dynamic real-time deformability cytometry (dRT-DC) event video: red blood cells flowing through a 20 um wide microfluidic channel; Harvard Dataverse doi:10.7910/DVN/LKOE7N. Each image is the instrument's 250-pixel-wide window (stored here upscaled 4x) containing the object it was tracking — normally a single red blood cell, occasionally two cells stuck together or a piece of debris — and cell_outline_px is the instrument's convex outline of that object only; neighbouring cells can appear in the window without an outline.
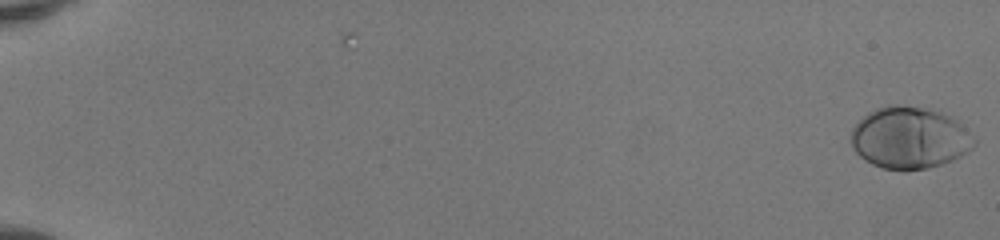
{"species": "human", "species_latin": "Homo sapiens", "temperature_condition": "room temperature", "stored_images_in_passage": 52, "camera_frame_rate_fps": 3000, "um_per_image_px": 0.085, "donor": {"sex": "female"}, "frame": {"image": 1, "passage_image": 1, "time_ms": 0.0, "image_size_px": [1000, 240], "cell_outline_px": [[976, 144], [972, 148], [960, 156], [952, 160], [928, 168], [884, 168], [872, 164], [864, 160], [852, 148], [848, 140], [852, 128], [868, 112], [876, 108], [888, 104], [896, 104], [920, 108], [952, 116], [976, 140]], "centroid_in_image_um": [77.26, 11.7], "position_along_channel_um": 7.7, "area_um2": 43.87}}
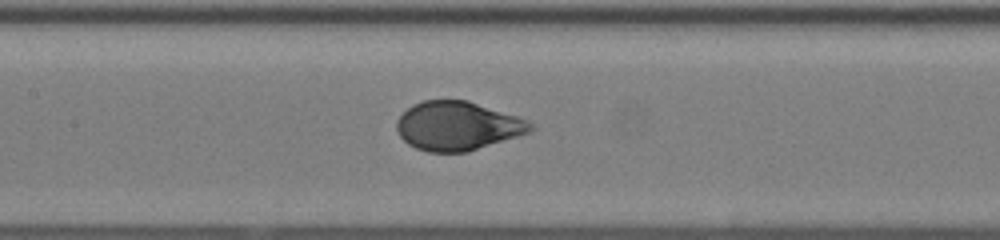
{"frame": {"image": 2, "passage_image": 28, "time_ms": 9.0, "image_size_px": [1000, 240], "cell_outline_px": [[536, 128], [528, 132], [468, 152], [428, 152], [416, 148], [408, 144], [400, 136], [396, 128], [396, 120], [412, 104], [424, 100], [468, 100], [528, 120]], "centroid_in_image_um": [38.86, 10.7], "position_along_channel_um": 168.5, "area_um2": 37.92}}
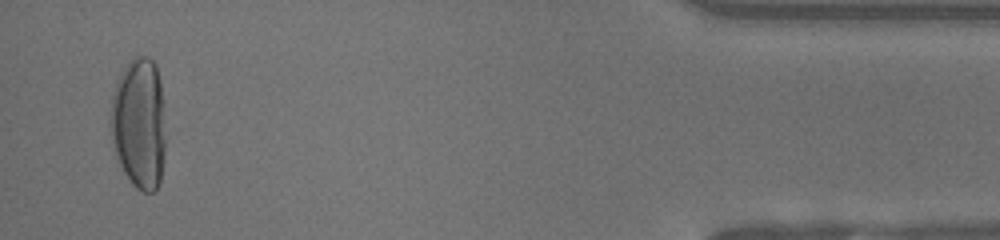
{"frame": {"image": 3, "passage_image": 51, "time_ms": 16.667, "image_size_px": [1000, 240], "cell_outline_px": [[164, 156], [160, 184], [152, 192], [144, 192], [136, 188], [128, 180], [120, 164], [112, 140], [108, 124], [112, 96], [116, 84], [124, 68], [132, 56], [144, 56], [152, 60], [156, 64], [160, 80], [164, 140]], "centroid_in_image_um": [11.79, 10.5], "position_along_channel_um": 423.4, "area_um2": 42.02}, "authors_computed_cell_mechanics": {"area_um2": 40.1421, "velocity_mm_per_s": 4.1202, "shape_relaxation_time_tau1_ms": 3.0436, "shape_relaxation_time_tau2_ms": null, "deformation_change_tau1": 0.2098, "deformation_change_tau2": null}}